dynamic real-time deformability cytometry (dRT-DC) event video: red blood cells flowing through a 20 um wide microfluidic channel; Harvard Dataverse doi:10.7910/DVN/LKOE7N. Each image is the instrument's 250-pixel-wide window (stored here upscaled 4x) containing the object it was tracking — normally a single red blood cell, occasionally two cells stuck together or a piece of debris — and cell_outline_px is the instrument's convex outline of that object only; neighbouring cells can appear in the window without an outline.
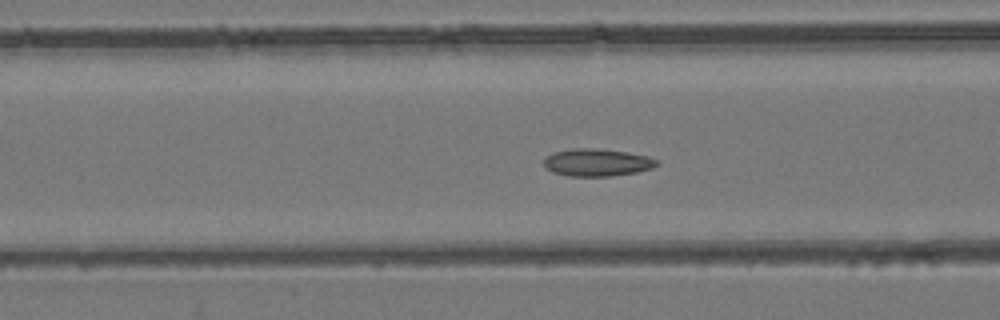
{"species": "common noctule bat (a hibernating species)", "species_latin": "Nyctalus noctula", "temperature_condition": "room temperature", "stored_images_in_passage": 54, "camera_frame_rate_fps": 3000, "um_per_image_px": 0.085, "animal": {"sex": "female", "body_mass_g": 24.6, "forearm_length_mm": 56.2}, "frame": {"image": 1, "passage_image": 22, "time_ms": 7.0, "image_size_px": [1000, 320], "cell_outline_px": [[660, 164], [652, 168], [636, 172], [608, 176], [568, 176], [552, 172], [544, 168], [544, 160], [552, 152], [572, 148], [596, 148], [628, 152], [648, 156], [660, 160]], "centroid_in_image_um": [50.76, 13.8], "position_along_channel_um": 115.8, "area_um2": 18.26}}
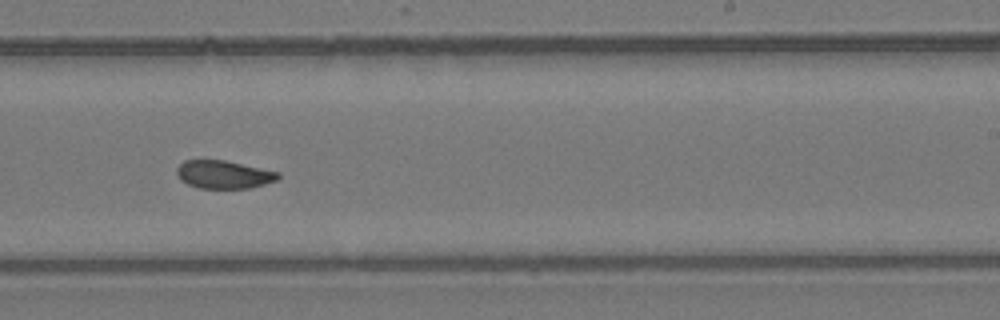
{"frame": {"image": 2, "passage_image": 34, "time_ms": 11.0, "image_size_px": [1000, 320], "cell_outline_px": [[280, 176], [276, 180], [264, 184], [248, 188], [200, 188], [188, 184], [180, 180], [176, 172], [176, 168], [184, 160], [224, 160], [280, 172]], "centroid_in_image_um": [19.0, 14.83], "position_along_channel_um": 270.0, "area_um2": 16.47}}
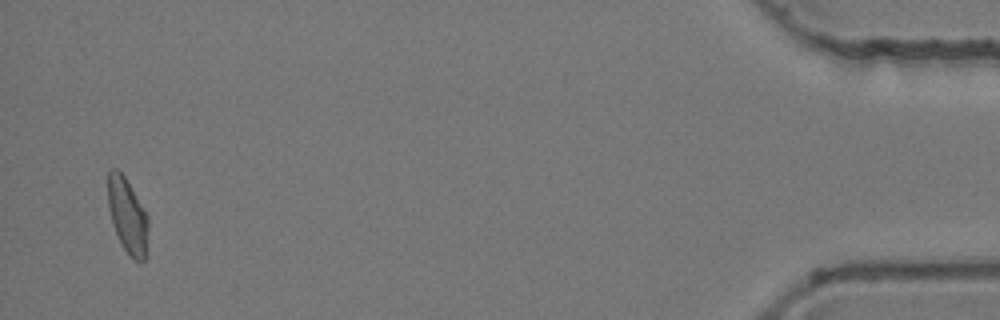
{"frame": {"image": 3, "passage_image": 53, "time_ms": 17.333, "image_size_px": [1000, 320], "cell_outline_px": [[148, 228], [144, 260], [136, 260], [124, 248], [116, 232], [112, 220], [108, 204], [108, 172], [112, 168], [116, 168], [124, 176], [144, 208], [148, 216]], "centroid_in_image_um": [10.84, 18.28], "position_along_channel_um": 424.4, "area_um2": 17.05}, "authors_computed_cell_mechanics": {"area_um2": 17.6579, "velocity_mm_per_s": 3.856, "shape_relaxation_time_tau1_ms": null, "shape_relaxation_time_tau2_ms": 3.0096, "deformation_change_tau1": null, "deformation_change_tau2": 0.0649}}